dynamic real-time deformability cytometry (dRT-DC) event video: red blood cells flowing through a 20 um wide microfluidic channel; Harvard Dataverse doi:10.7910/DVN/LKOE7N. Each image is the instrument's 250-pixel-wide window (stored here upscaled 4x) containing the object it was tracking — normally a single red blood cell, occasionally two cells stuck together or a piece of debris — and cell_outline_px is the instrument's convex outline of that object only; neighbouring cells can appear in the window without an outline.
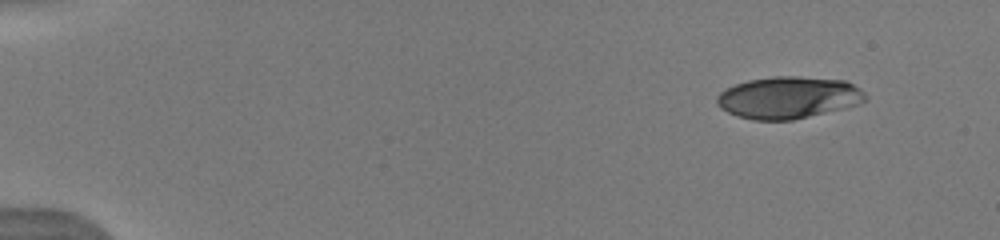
{"species": "human", "species_latin": "Homo sapiens", "temperature_condition": "warm", "stored_images_in_passage": 28, "camera_frame_rate_fps": 3000, "um_per_image_px": 0.085, "donor": {"sex": "male"}, "frame": {"image": 1, "passage_image": 1, "time_ms": 0.0, "image_size_px": [1000, 240], "cell_outline_px": [[868, 96], [860, 104], [792, 120], [752, 120], [736, 116], [720, 108], [716, 104], [716, 96], [720, 92], [736, 84], [748, 80], [772, 76], [800, 76], [844, 80], [860, 88]], "centroid_in_image_um": [66.99, 8.29], "position_along_channel_um": 18.0, "area_um2": 36.41}}
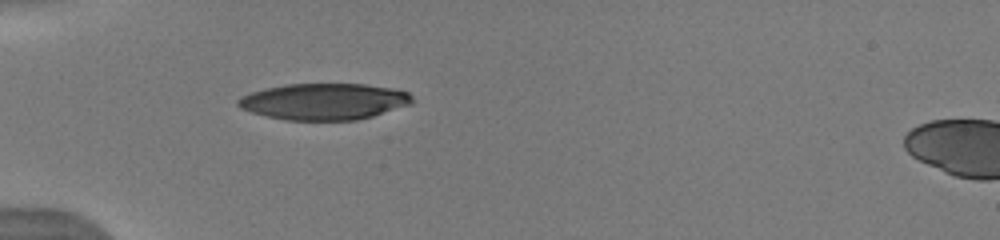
{"frame": {"image": 2, "passage_image": 10, "time_ms": 4.0, "image_size_px": [1000, 240], "cell_outline_px": [[412, 104], [372, 116], [356, 120], [284, 120], [252, 112], [240, 108], [236, 104], [236, 100], [240, 96], [264, 88], [284, 84], [364, 84], [396, 88], [408, 92], [412, 96]], "centroid_in_image_um": [27.54, 8.62], "position_along_channel_um": 57.5, "area_um2": 37.11}}